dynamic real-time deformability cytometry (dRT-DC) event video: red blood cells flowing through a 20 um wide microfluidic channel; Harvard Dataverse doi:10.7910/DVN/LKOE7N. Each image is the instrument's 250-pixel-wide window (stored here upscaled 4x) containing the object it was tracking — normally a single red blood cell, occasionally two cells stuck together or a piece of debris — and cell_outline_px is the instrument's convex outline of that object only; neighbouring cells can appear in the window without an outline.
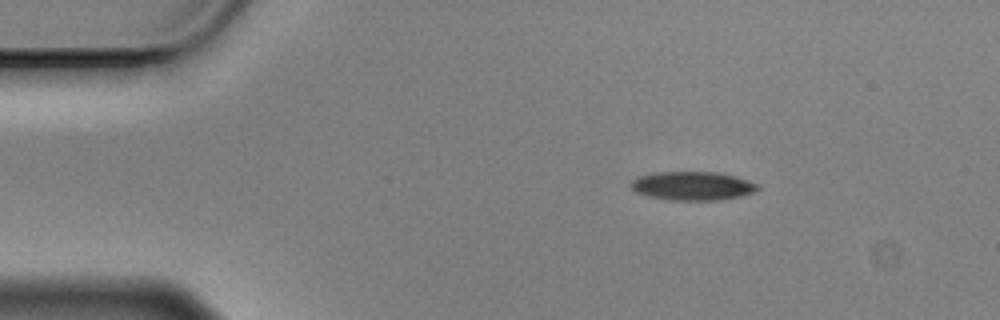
{"species": "Egyptian fruit bat (a non-hibernating species)", "species_latin": "Rousettus aegyptiacus", "temperature_condition": "cold", "stored_images_in_passage": 49, "camera_frame_rate_fps": 3000, "um_per_image_px": 0.085, "animal": {"sex": "male"}, "frame": {"image": 1, "passage_image": 1, "time_ms": 0.0, "image_size_px": [1000, 320], "cell_outline_px": [[760, 188], [756, 192], [740, 196], [720, 200], [668, 200], [648, 196], [636, 192], [628, 184], [636, 176], [656, 172], [716, 172], [736, 176], [760, 184]], "centroid_in_image_um": [58.87, 15.8], "position_along_channel_um": 26.1, "area_um2": 21.5}}
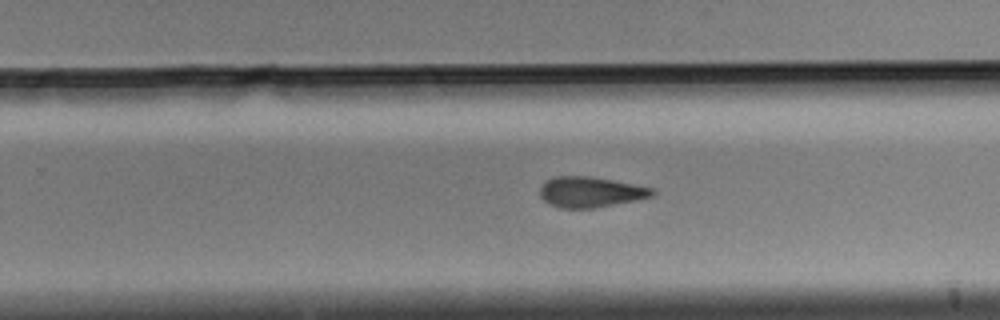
{"frame": {"image": 2, "passage_image": 28, "time_ms": 9.0, "image_size_px": [1000, 320], "cell_outline_px": [[656, 192], [652, 196], [636, 200], [596, 208], [560, 208], [548, 204], [540, 196], [540, 188], [552, 176], [588, 176], [656, 188]], "centroid_in_image_um": [50.2, 16.33], "position_along_channel_um": 279.6, "area_um2": 20.0}}
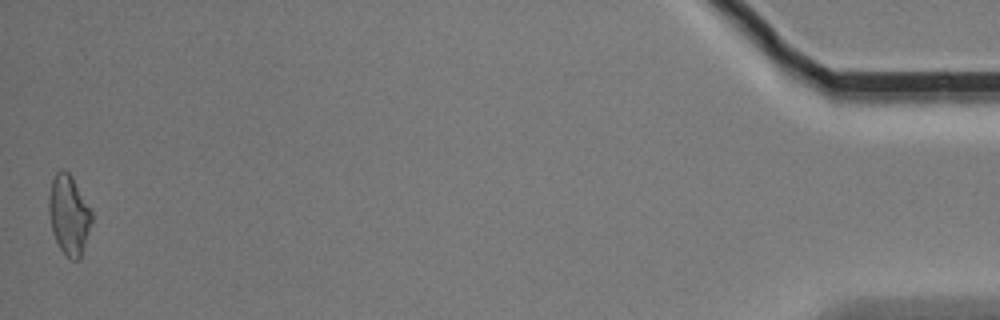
{"frame": {"image": 3, "passage_image": 49, "time_ms": 16.0, "image_size_px": [1000, 320], "cell_outline_px": [[92, 220], [80, 260], [68, 260], [60, 248], [52, 232], [48, 212], [48, 200], [52, 180], [56, 172], [60, 168], [64, 168], [72, 176], [92, 212]], "centroid_in_image_um": [5.84, 18.27], "position_along_channel_um": 429.4, "area_um2": 20.0}, "authors_computed_cell_mechanics": {"area_um2": 20.6924, "velocity_mm_per_s": 3.4894, "shape_relaxation_time_tau1_ms": 3.4562, "shape_relaxation_time_tau2_ms": 8.3715, "deformation_change_tau1": 0.1338, "deformation_change_tau2": 0.193}}